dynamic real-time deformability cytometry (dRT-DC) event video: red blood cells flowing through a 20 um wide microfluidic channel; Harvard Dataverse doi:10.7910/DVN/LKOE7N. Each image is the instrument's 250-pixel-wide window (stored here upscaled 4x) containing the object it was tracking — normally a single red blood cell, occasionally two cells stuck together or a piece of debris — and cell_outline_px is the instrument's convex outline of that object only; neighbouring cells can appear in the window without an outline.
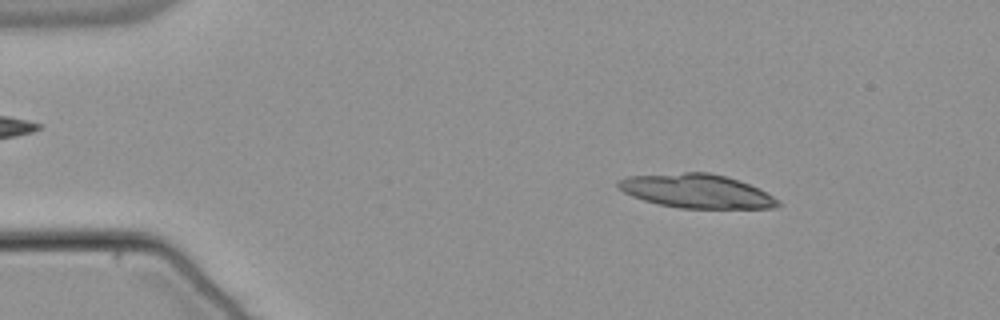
{"species": "common noctule bat (a hibernating species)", "species_latin": "Nyctalus noctula", "temperature_condition": "warm", "stored_images_in_passage": 34, "camera_frame_rate_fps": 3000, "um_per_image_px": 0.085, "animal": {"sex": "male", "body_mass_g": 21.5, "forearm_length_mm": 52.0}, "frame": {"image": 1, "passage_image": 2, "time_ms": 0.333, "image_size_px": [1000, 320], "cell_outline_px": [[780, 204], [776, 208], [680, 208], [660, 204], [644, 200], [632, 196], [624, 192], [616, 184], [620, 180], [628, 176], [684, 172], [708, 172], [724, 176], [760, 188], [772, 196]], "centroid_in_image_um": [59.2, 16.24], "position_along_channel_um": 25.8, "area_um2": 31.15}}